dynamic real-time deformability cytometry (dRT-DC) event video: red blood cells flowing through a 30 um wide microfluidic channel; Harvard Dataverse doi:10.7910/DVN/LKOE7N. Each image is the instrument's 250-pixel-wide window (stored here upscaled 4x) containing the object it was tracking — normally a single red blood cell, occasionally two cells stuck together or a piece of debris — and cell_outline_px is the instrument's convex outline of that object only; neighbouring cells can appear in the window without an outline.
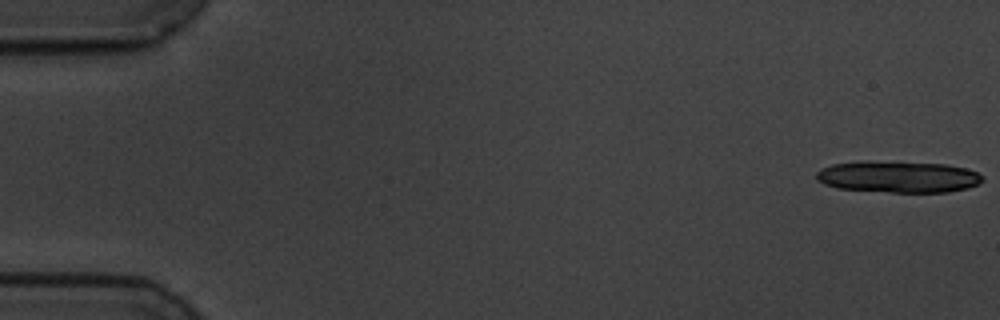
{"species": "common noctule bat (a hibernating species)", "species_latin": "Nyctalus noctula", "temperature_condition": "cold", "stored_images_in_passage": 17, "camera_frame_rate_fps": 3000, "um_per_image_px": 0.085, "animal": {"sex": "male", "body_mass_g": 19.5, "forearm_length_mm": 54.6}, "frame": {"image": 1, "passage_image": 1, "time_ms": 0.0, "image_size_px": [1000, 320], "cell_outline_px": [[984, 180], [980, 184], [968, 188], [948, 192], [888, 192], [836, 188], [824, 184], [816, 180], [816, 172], [820, 168], [832, 164], [864, 160], [868, 160], [944, 164], [964, 168], [976, 172], [984, 176]], "centroid_in_image_um": [76.32, 15.02], "position_along_channel_um": 8.7, "area_um2": 30.98}}